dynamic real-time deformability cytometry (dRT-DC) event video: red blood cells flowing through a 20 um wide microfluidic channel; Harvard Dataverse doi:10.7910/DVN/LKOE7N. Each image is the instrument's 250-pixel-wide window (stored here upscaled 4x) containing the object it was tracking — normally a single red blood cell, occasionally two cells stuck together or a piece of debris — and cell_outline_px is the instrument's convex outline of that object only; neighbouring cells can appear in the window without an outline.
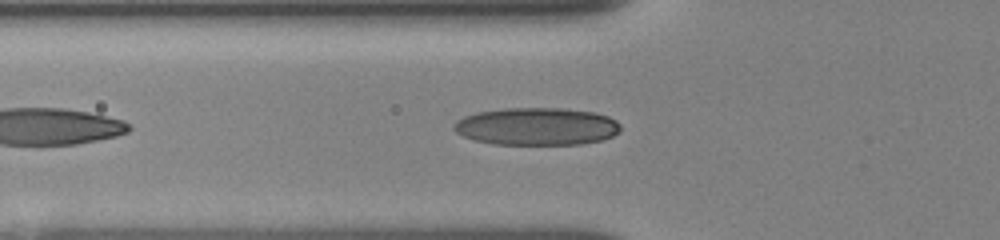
{"species": "human", "species_latin": "Homo sapiens", "temperature_condition": "room temperature", "stored_images_in_passage": 35, "camera_frame_rate_fps": 3000, "um_per_image_px": 0.085, "donor": {"sex": "female"}, "frame": {"image": 1, "passage_image": 6, "time_ms": 1.667, "image_size_px": [1000, 240], "cell_outline_px": [[620, 132], [612, 136], [600, 140], [580, 144], [492, 144], [472, 140], [456, 132], [452, 128], [452, 124], [456, 120], [464, 116], [476, 112], [504, 108], [560, 108], [592, 112], [608, 116], [616, 120], [620, 124]], "centroid_in_image_um": [45.58, 10.74], "position_along_channel_um": 80.2, "area_um2": 36.65}}
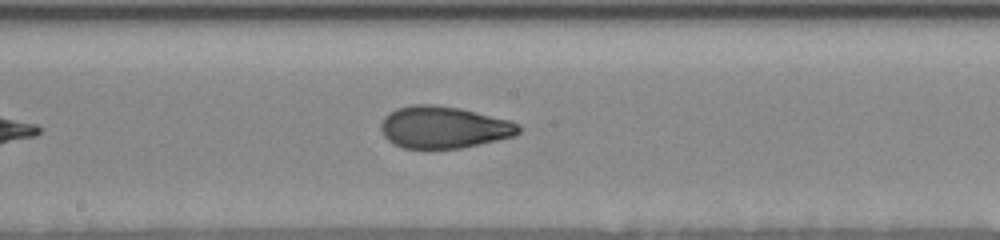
{"frame": {"image": 2, "passage_image": 16, "time_ms": 5.0, "image_size_px": [1000, 240], "cell_outline_px": [[520, 132], [516, 136], [460, 148], [404, 148], [392, 144], [384, 136], [380, 128], [380, 124], [384, 116], [388, 112], [396, 108], [412, 104], [432, 104], [460, 108], [512, 120], [520, 124]], "centroid_in_image_um": [37.71, 10.81], "position_along_channel_um": 210.5, "area_um2": 34.04}}
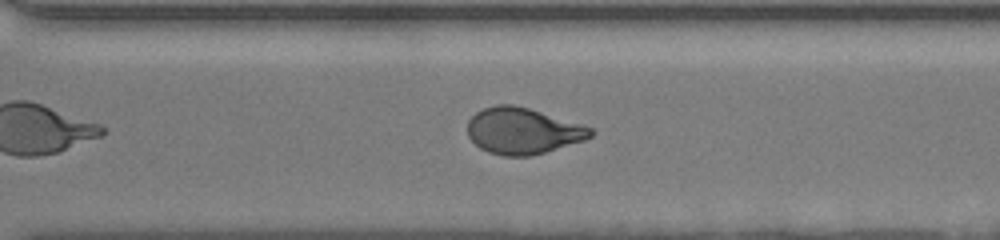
{"frame": {"image": 3, "passage_image": 24, "time_ms": 8.0, "image_size_px": [1000, 240], "cell_outline_px": [[596, 132], [592, 136], [584, 140], [544, 152], [528, 156], [504, 156], [488, 152], [480, 148], [468, 136], [468, 120], [476, 112], [484, 108], [496, 104], [512, 104], [528, 108], [580, 124], [592, 128]], "centroid_in_image_um": [44.41, 11.12], "position_along_channel_um": 326.2, "area_um2": 32.89}}